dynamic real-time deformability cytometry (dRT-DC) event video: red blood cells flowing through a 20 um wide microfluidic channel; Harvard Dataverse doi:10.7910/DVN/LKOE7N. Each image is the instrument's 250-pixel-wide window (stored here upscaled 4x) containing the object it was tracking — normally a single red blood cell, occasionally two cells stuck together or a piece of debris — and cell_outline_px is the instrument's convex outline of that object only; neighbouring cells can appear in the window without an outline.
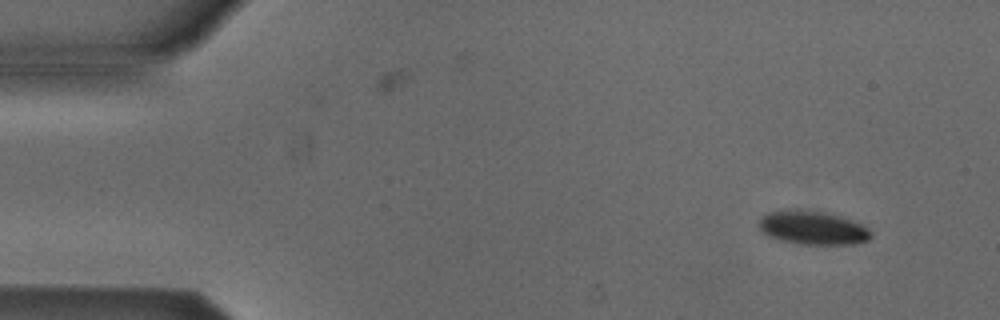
{"species": "Egyptian fruit bat (a non-hibernating species)", "species_latin": "Rousettus aegyptiacus", "temperature_condition": "cold", "stored_images_in_passage": 4, "camera_frame_rate_fps": 3000, "um_per_image_px": 0.085, "animal": {"sex": "male"}, "frame": {"image": 1, "passage_image": 1, "time_ms": 0.0, "image_size_px": [1000, 320], "cell_outline_px": [[872, 236], [868, 240], [852, 244], [796, 244], [780, 240], [768, 236], [760, 232], [756, 224], [768, 212], [796, 208], [800, 208], [824, 212], [840, 216], [852, 220], [868, 228], [872, 232]], "centroid_in_image_um": [69.03, 19.35], "position_along_channel_um": 16.0, "area_um2": 22.31}}
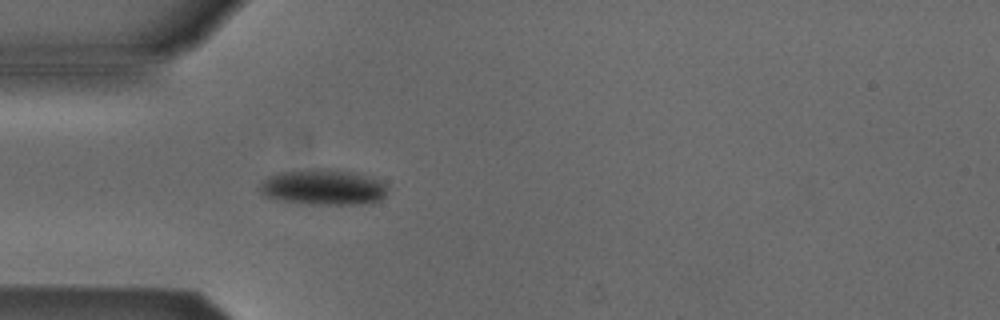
{"frame": {"image": 2, "passage_image": 4, "time_ms": 3.667, "image_size_px": [1000, 320], "cell_outline_px": [[388, 188], [384, 196], [380, 200], [372, 204], [304, 204], [276, 200], [260, 196], [260, 184], [268, 176], [280, 172], [352, 172], [376, 180], [384, 184]], "centroid_in_image_um": [27.43, 16.0], "position_along_channel_um": 57.6, "area_um2": 25.55}}